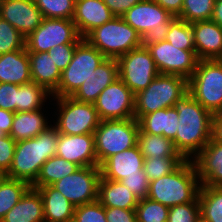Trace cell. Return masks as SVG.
Masks as SVG:
<instances>
[{"mask_svg":"<svg viewBox=\"0 0 222 222\" xmlns=\"http://www.w3.org/2000/svg\"><path fill=\"white\" fill-rule=\"evenodd\" d=\"M101 177L100 166L80 167L52 186L75 207L98 200V183Z\"/></svg>","mask_w":222,"mask_h":222,"instance_id":"5bb4252c","label":"cell"},{"mask_svg":"<svg viewBox=\"0 0 222 222\" xmlns=\"http://www.w3.org/2000/svg\"><path fill=\"white\" fill-rule=\"evenodd\" d=\"M188 92V80L182 76L158 74L146 89L135 95L134 118L170 108Z\"/></svg>","mask_w":222,"mask_h":222,"instance_id":"277c9868","label":"cell"},{"mask_svg":"<svg viewBox=\"0 0 222 222\" xmlns=\"http://www.w3.org/2000/svg\"><path fill=\"white\" fill-rule=\"evenodd\" d=\"M58 131L54 125L38 136L17 141L12 165L5 176L32 185L49 158L56 155Z\"/></svg>","mask_w":222,"mask_h":222,"instance_id":"7a4b0ae2","label":"cell"},{"mask_svg":"<svg viewBox=\"0 0 222 222\" xmlns=\"http://www.w3.org/2000/svg\"><path fill=\"white\" fill-rule=\"evenodd\" d=\"M85 39L106 58L114 59L142 46L141 35L117 16L92 30Z\"/></svg>","mask_w":222,"mask_h":222,"instance_id":"8992f818","label":"cell"},{"mask_svg":"<svg viewBox=\"0 0 222 222\" xmlns=\"http://www.w3.org/2000/svg\"><path fill=\"white\" fill-rule=\"evenodd\" d=\"M137 145L145 159L149 157H182L173 140L162 135L138 132Z\"/></svg>","mask_w":222,"mask_h":222,"instance_id":"f546056e","label":"cell"},{"mask_svg":"<svg viewBox=\"0 0 222 222\" xmlns=\"http://www.w3.org/2000/svg\"><path fill=\"white\" fill-rule=\"evenodd\" d=\"M158 3L161 7L167 10L172 16L179 17L182 6L183 0H153Z\"/></svg>","mask_w":222,"mask_h":222,"instance_id":"681fc988","label":"cell"},{"mask_svg":"<svg viewBox=\"0 0 222 222\" xmlns=\"http://www.w3.org/2000/svg\"><path fill=\"white\" fill-rule=\"evenodd\" d=\"M98 201L104 207L136 209L139 199L120 181L100 177L98 183Z\"/></svg>","mask_w":222,"mask_h":222,"instance_id":"f1b7e54d","label":"cell"},{"mask_svg":"<svg viewBox=\"0 0 222 222\" xmlns=\"http://www.w3.org/2000/svg\"><path fill=\"white\" fill-rule=\"evenodd\" d=\"M25 48V37L0 17V55Z\"/></svg>","mask_w":222,"mask_h":222,"instance_id":"ab89813d","label":"cell"},{"mask_svg":"<svg viewBox=\"0 0 222 222\" xmlns=\"http://www.w3.org/2000/svg\"><path fill=\"white\" fill-rule=\"evenodd\" d=\"M200 216L198 197L190 203L169 207L167 222H197Z\"/></svg>","mask_w":222,"mask_h":222,"instance_id":"60d3db41","label":"cell"},{"mask_svg":"<svg viewBox=\"0 0 222 222\" xmlns=\"http://www.w3.org/2000/svg\"><path fill=\"white\" fill-rule=\"evenodd\" d=\"M4 135L5 134L2 131H0V138L3 137Z\"/></svg>","mask_w":222,"mask_h":222,"instance_id":"db71d44e","label":"cell"},{"mask_svg":"<svg viewBox=\"0 0 222 222\" xmlns=\"http://www.w3.org/2000/svg\"><path fill=\"white\" fill-rule=\"evenodd\" d=\"M212 139L216 142L222 143V113L213 115Z\"/></svg>","mask_w":222,"mask_h":222,"instance_id":"816d5d0a","label":"cell"},{"mask_svg":"<svg viewBox=\"0 0 222 222\" xmlns=\"http://www.w3.org/2000/svg\"><path fill=\"white\" fill-rule=\"evenodd\" d=\"M107 222H137L135 209L105 207Z\"/></svg>","mask_w":222,"mask_h":222,"instance_id":"7dc6e473","label":"cell"},{"mask_svg":"<svg viewBox=\"0 0 222 222\" xmlns=\"http://www.w3.org/2000/svg\"><path fill=\"white\" fill-rule=\"evenodd\" d=\"M154 59L159 74L178 75L189 80L197 68L199 58L196 50H183L168 41L146 46Z\"/></svg>","mask_w":222,"mask_h":222,"instance_id":"4fadbf2b","label":"cell"},{"mask_svg":"<svg viewBox=\"0 0 222 222\" xmlns=\"http://www.w3.org/2000/svg\"><path fill=\"white\" fill-rule=\"evenodd\" d=\"M215 0H183V6L178 18L193 23L211 20Z\"/></svg>","mask_w":222,"mask_h":222,"instance_id":"8d00e7d4","label":"cell"},{"mask_svg":"<svg viewBox=\"0 0 222 222\" xmlns=\"http://www.w3.org/2000/svg\"><path fill=\"white\" fill-rule=\"evenodd\" d=\"M19 85L11 83H0V108L16 112L18 104Z\"/></svg>","mask_w":222,"mask_h":222,"instance_id":"bcb514c9","label":"cell"},{"mask_svg":"<svg viewBox=\"0 0 222 222\" xmlns=\"http://www.w3.org/2000/svg\"><path fill=\"white\" fill-rule=\"evenodd\" d=\"M200 216L206 222H222V186L201 185Z\"/></svg>","mask_w":222,"mask_h":222,"instance_id":"1f68e13d","label":"cell"},{"mask_svg":"<svg viewBox=\"0 0 222 222\" xmlns=\"http://www.w3.org/2000/svg\"><path fill=\"white\" fill-rule=\"evenodd\" d=\"M0 222H45L43 201L39 191L30 187Z\"/></svg>","mask_w":222,"mask_h":222,"instance_id":"d4e9b609","label":"cell"},{"mask_svg":"<svg viewBox=\"0 0 222 222\" xmlns=\"http://www.w3.org/2000/svg\"><path fill=\"white\" fill-rule=\"evenodd\" d=\"M106 57L85 38L76 46L72 60L64 71L52 97H71Z\"/></svg>","mask_w":222,"mask_h":222,"instance_id":"9c48e42d","label":"cell"},{"mask_svg":"<svg viewBox=\"0 0 222 222\" xmlns=\"http://www.w3.org/2000/svg\"><path fill=\"white\" fill-rule=\"evenodd\" d=\"M137 222H167L169 207L148 197L139 200L136 206Z\"/></svg>","mask_w":222,"mask_h":222,"instance_id":"f35d334b","label":"cell"},{"mask_svg":"<svg viewBox=\"0 0 222 222\" xmlns=\"http://www.w3.org/2000/svg\"><path fill=\"white\" fill-rule=\"evenodd\" d=\"M32 81L53 93L59 86L61 71L48 52H28Z\"/></svg>","mask_w":222,"mask_h":222,"instance_id":"4316f807","label":"cell"},{"mask_svg":"<svg viewBox=\"0 0 222 222\" xmlns=\"http://www.w3.org/2000/svg\"><path fill=\"white\" fill-rule=\"evenodd\" d=\"M138 132L139 124L135 118L100 121L94 132L98 165L108 157L136 146Z\"/></svg>","mask_w":222,"mask_h":222,"instance_id":"52a82bcc","label":"cell"},{"mask_svg":"<svg viewBox=\"0 0 222 222\" xmlns=\"http://www.w3.org/2000/svg\"><path fill=\"white\" fill-rule=\"evenodd\" d=\"M166 41L183 50H195L194 32L191 23L176 18L166 34Z\"/></svg>","mask_w":222,"mask_h":222,"instance_id":"e575fe53","label":"cell"},{"mask_svg":"<svg viewBox=\"0 0 222 222\" xmlns=\"http://www.w3.org/2000/svg\"><path fill=\"white\" fill-rule=\"evenodd\" d=\"M31 187L23 180L3 176L0 180V221Z\"/></svg>","mask_w":222,"mask_h":222,"instance_id":"836d02e7","label":"cell"},{"mask_svg":"<svg viewBox=\"0 0 222 222\" xmlns=\"http://www.w3.org/2000/svg\"><path fill=\"white\" fill-rule=\"evenodd\" d=\"M218 60L222 63V56Z\"/></svg>","mask_w":222,"mask_h":222,"instance_id":"6f0895ef","label":"cell"},{"mask_svg":"<svg viewBox=\"0 0 222 222\" xmlns=\"http://www.w3.org/2000/svg\"><path fill=\"white\" fill-rule=\"evenodd\" d=\"M121 17L141 35L144 47L165 40L170 24L177 18L153 0L140 1Z\"/></svg>","mask_w":222,"mask_h":222,"instance_id":"5b68a950","label":"cell"},{"mask_svg":"<svg viewBox=\"0 0 222 222\" xmlns=\"http://www.w3.org/2000/svg\"><path fill=\"white\" fill-rule=\"evenodd\" d=\"M191 25L199 60L219 59L222 56V28L212 20L196 21Z\"/></svg>","mask_w":222,"mask_h":222,"instance_id":"44dd1931","label":"cell"},{"mask_svg":"<svg viewBox=\"0 0 222 222\" xmlns=\"http://www.w3.org/2000/svg\"><path fill=\"white\" fill-rule=\"evenodd\" d=\"M56 101V121L53 123L59 134H94L100 119L94 103L79 102L72 97H52Z\"/></svg>","mask_w":222,"mask_h":222,"instance_id":"30bf717a","label":"cell"},{"mask_svg":"<svg viewBox=\"0 0 222 222\" xmlns=\"http://www.w3.org/2000/svg\"><path fill=\"white\" fill-rule=\"evenodd\" d=\"M120 182L130 189L139 200L147 197L149 180L143 170L140 171V175L125 176Z\"/></svg>","mask_w":222,"mask_h":222,"instance_id":"ee69618b","label":"cell"},{"mask_svg":"<svg viewBox=\"0 0 222 222\" xmlns=\"http://www.w3.org/2000/svg\"><path fill=\"white\" fill-rule=\"evenodd\" d=\"M56 155L80 167L99 166L94 134L64 135L58 133Z\"/></svg>","mask_w":222,"mask_h":222,"instance_id":"e0dca14e","label":"cell"},{"mask_svg":"<svg viewBox=\"0 0 222 222\" xmlns=\"http://www.w3.org/2000/svg\"><path fill=\"white\" fill-rule=\"evenodd\" d=\"M14 115V112L0 108V131L5 135H10Z\"/></svg>","mask_w":222,"mask_h":222,"instance_id":"f907efd6","label":"cell"},{"mask_svg":"<svg viewBox=\"0 0 222 222\" xmlns=\"http://www.w3.org/2000/svg\"><path fill=\"white\" fill-rule=\"evenodd\" d=\"M184 161L183 157H149L144 159L143 171L151 182L172 173Z\"/></svg>","mask_w":222,"mask_h":222,"instance_id":"d590c367","label":"cell"},{"mask_svg":"<svg viewBox=\"0 0 222 222\" xmlns=\"http://www.w3.org/2000/svg\"><path fill=\"white\" fill-rule=\"evenodd\" d=\"M78 43L61 44L53 47L48 51L55 65L60 71H64L72 60Z\"/></svg>","mask_w":222,"mask_h":222,"instance_id":"7bdbcfd3","label":"cell"},{"mask_svg":"<svg viewBox=\"0 0 222 222\" xmlns=\"http://www.w3.org/2000/svg\"><path fill=\"white\" fill-rule=\"evenodd\" d=\"M79 168L80 166L74 162L67 161L62 157L54 155L44 162L36 181L31 187L52 185L63 177L72 174Z\"/></svg>","mask_w":222,"mask_h":222,"instance_id":"4dcf8cb0","label":"cell"},{"mask_svg":"<svg viewBox=\"0 0 222 222\" xmlns=\"http://www.w3.org/2000/svg\"><path fill=\"white\" fill-rule=\"evenodd\" d=\"M142 0H103L114 16L121 17L131 7Z\"/></svg>","mask_w":222,"mask_h":222,"instance_id":"c3c4849f","label":"cell"},{"mask_svg":"<svg viewBox=\"0 0 222 222\" xmlns=\"http://www.w3.org/2000/svg\"><path fill=\"white\" fill-rule=\"evenodd\" d=\"M31 81L30 60L26 48L0 55V83L22 85Z\"/></svg>","mask_w":222,"mask_h":222,"instance_id":"603a6c76","label":"cell"},{"mask_svg":"<svg viewBox=\"0 0 222 222\" xmlns=\"http://www.w3.org/2000/svg\"><path fill=\"white\" fill-rule=\"evenodd\" d=\"M113 17L103 0H76L72 20L79 35L85 38L92 30L109 22Z\"/></svg>","mask_w":222,"mask_h":222,"instance_id":"ffe728a7","label":"cell"},{"mask_svg":"<svg viewBox=\"0 0 222 222\" xmlns=\"http://www.w3.org/2000/svg\"><path fill=\"white\" fill-rule=\"evenodd\" d=\"M119 78L134 95L146 89L159 74L149 50L140 46L118 57Z\"/></svg>","mask_w":222,"mask_h":222,"instance_id":"8fae6325","label":"cell"},{"mask_svg":"<svg viewBox=\"0 0 222 222\" xmlns=\"http://www.w3.org/2000/svg\"><path fill=\"white\" fill-rule=\"evenodd\" d=\"M211 20L222 28V0H215Z\"/></svg>","mask_w":222,"mask_h":222,"instance_id":"f5cc1de1","label":"cell"},{"mask_svg":"<svg viewBox=\"0 0 222 222\" xmlns=\"http://www.w3.org/2000/svg\"><path fill=\"white\" fill-rule=\"evenodd\" d=\"M188 92L213 115L222 113V63L218 59L199 60L188 80Z\"/></svg>","mask_w":222,"mask_h":222,"instance_id":"ba28073f","label":"cell"},{"mask_svg":"<svg viewBox=\"0 0 222 222\" xmlns=\"http://www.w3.org/2000/svg\"><path fill=\"white\" fill-rule=\"evenodd\" d=\"M43 18L72 19L76 0H33Z\"/></svg>","mask_w":222,"mask_h":222,"instance_id":"74e56055","label":"cell"},{"mask_svg":"<svg viewBox=\"0 0 222 222\" xmlns=\"http://www.w3.org/2000/svg\"><path fill=\"white\" fill-rule=\"evenodd\" d=\"M16 143L10 135L0 138V172L4 175L12 165Z\"/></svg>","mask_w":222,"mask_h":222,"instance_id":"f6af8a7d","label":"cell"},{"mask_svg":"<svg viewBox=\"0 0 222 222\" xmlns=\"http://www.w3.org/2000/svg\"><path fill=\"white\" fill-rule=\"evenodd\" d=\"M144 157L138 145L108 157L101 165V177L120 181L125 176L140 175Z\"/></svg>","mask_w":222,"mask_h":222,"instance_id":"d6986e66","label":"cell"},{"mask_svg":"<svg viewBox=\"0 0 222 222\" xmlns=\"http://www.w3.org/2000/svg\"><path fill=\"white\" fill-rule=\"evenodd\" d=\"M178 112V126L173 140L185 160H193L212 139L213 114L187 92L173 106Z\"/></svg>","mask_w":222,"mask_h":222,"instance_id":"6da1fadb","label":"cell"},{"mask_svg":"<svg viewBox=\"0 0 222 222\" xmlns=\"http://www.w3.org/2000/svg\"><path fill=\"white\" fill-rule=\"evenodd\" d=\"M197 222H206L202 218H200Z\"/></svg>","mask_w":222,"mask_h":222,"instance_id":"11a10c76","label":"cell"},{"mask_svg":"<svg viewBox=\"0 0 222 222\" xmlns=\"http://www.w3.org/2000/svg\"><path fill=\"white\" fill-rule=\"evenodd\" d=\"M44 108L35 111L15 112L10 136L17 142L38 136L52 126L48 125Z\"/></svg>","mask_w":222,"mask_h":222,"instance_id":"83f0119b","label":"cell"},{"mask_svg":"<svg viewBox=\"0 0 222 222\" xmlns=\"http://www.w3.org/2000/svg\"><path fill=\"white\" fill-rule=\"evenodd\" d=\"M82 39L72 19L43 18L25 38V47L28 52H48L57 45L79 43Z\"/></svg>","mask_w":222,"mask_h":222,"instance_id":"7c38bea8","label":"cell"},{"mask_svg":"<svg viewBox=\"0 0 222 222\" xmlns=\"http://www.w3.org/2000/svg\"><path fill=\"white\" fill-rule=\"evenodd\" d=\"M193 162L201 185L222 186V143L211 139Z\"/></svg>","mask_w":222,"mask_h":222,"instance_id":"7402d4cb","label":"cell"},{"mask_svg":"<svg viewBox=\"0 0 222 222\" xmlns=\"http://www.w3.org/2000/svg\"><path fill=\"white\" fill-rule=\"evenodd\" d=\"M117 78V60L106 58L71 97L79 102L94 103L99 94Z\"/></svg>","mask_w":222,"mask_h":222,"instance_id":"ac0fdd59","label":"cell"},{"mask_svg":"<svg viewBox=\"0 0 222 222\" xmlns=\"http://www.w3.org/2000/svg\"><path fill=\"white\" fill-rule=\"evenodd\" d=\"M73 222H107L105 207L98 200L77 206Z\"/></svg>","mask_w":222,"mask_h":222,"instance_id":"b9f144b4","label":"cell"},{"mask_svg":"<svg viewBox=\"0 0 222 222\" xmlns=\"http://www.w3.org/2000/svg\"><path fill=\"white\" fill-rule=\"evenodd\" d=\"M201 187L193 160H185L175 171L149 182L147 197L172 207L193 202Z\"/></svg>","mask_w":222,"mask_h":222,"instance_id":"3957f363","label":"cell"},{"mask_svg":"<svg viewBox=\"0 0 222 222\" xmlns=\"http://www.w3.org/2000/svg\"><path fill=\"white\" fill-rule=\"evenodd\" d=\"M4 176V174H2L1 172H0V180H1V178Z\"/></svg>","mask_w":222,"mask_h":222,"instance_id":"9f6ffc18","label":"cell"},{"mask_svg":"<svg viewBox=\"0 0 222 222\" xmlns=\"http://www.w3.org/2000/svg\"><path fill=\"white\" fill-rule=\"evenodd\" d=\"M139 131L151 135H162L174 140L178 126V112L174 107L157 110L138 120Z\"/></svg>","mask_w":222,"mask_h":222,"instance_id":"484cf974","label":"cell"},{"mask_svg":"<svg viewBox=\"0 0 222 222\" xmlns=\"http://www.w3.org/2000/svg\"><path fill=\"white\" fill-rule=\"evenodd\" d=\"M36 188L43 201L45 222H73L75 206L52 185Z\"/></svg>","mask_w":222,"mask_h":222,"instance_id":"cb8c5ba5","label":"cell"},{"mask_svg":"<svg viewBox=\"0 0 222 222\" xmlns=\"http://www.w3.org/2000/svg\"><path fill=\"white\" fill-rule=\"evenodd\" d=\"M134 99L133 92L117 78L99 94L94 106L101 121L130 119L134 118Z\"/></svg>","mask_w":222,"mask_h":222,"instance_id":"9a60e30c","label":"cell"},{"mask_svg":"<svg viewBox=\"0 0 222 222\" xmlns=\"http://www.w3.org/2000/svg\"><path fill=\"white\" fill-rule=\"evenodd\" d=\"M0 17L14 26L25 38L43 20L33 0H0Z\"/></svg>","mask_w":222,"mask_h":222,"instance_id":"2e32d148","label":"cell"},{"mask_svg":"<svg viewBox=\"0 0 222 222\" xmlns=\"http://www.w3.org/2000/svg\"><path fill=\"white\" fill-rule=\"evenodd\" d=\"M52 93L44 86L38 85L33 81L19 85L18 88V104H16V112L35 111L45 106L46 100L52 101ZM51 98V99H50Z\"/></svg>","mask_w":222,"mask_h":222,"instance_id":"d6a6232c","label":"cell"}]
</instances>
